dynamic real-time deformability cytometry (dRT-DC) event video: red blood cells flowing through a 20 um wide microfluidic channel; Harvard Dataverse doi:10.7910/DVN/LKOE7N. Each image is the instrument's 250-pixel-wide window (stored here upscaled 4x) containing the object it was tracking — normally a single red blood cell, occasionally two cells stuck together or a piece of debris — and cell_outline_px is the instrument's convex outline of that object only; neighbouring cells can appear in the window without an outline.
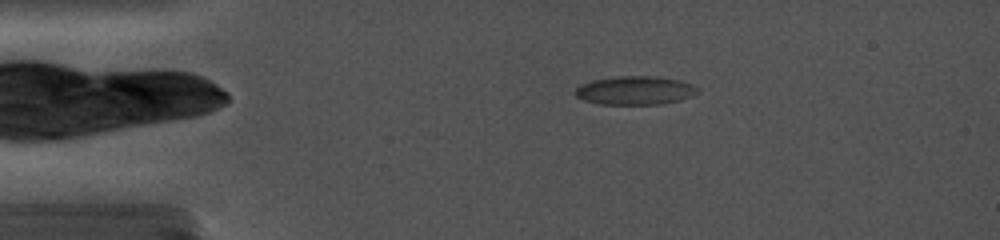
{"species": "common noctule bat (a hibernating species)", "species_latin": "Nyctalus noctula", "temperature_condition": "cold", "stored_images_in_passage": 39, "camera_frame_rate_fps": 5000, "um_per_image_px": 0.085, "animal": {"sex": "female", "body_mass_g": 19.0, "forearm_length_mm": 56.7}, "frame": {"image": 1, "passage_image": 6, "time_ms": 1.8, "image_size_px": [1000, 240], "cell_outline_px": [[700, 92], [692, 96], [680, 100], [660, 104], [600, 104], [584, 100], [576, 96], [576, 88], [580, 84], [592, 80], [620, 76], [656, 76], [680, 80], [692, 84], [700, 88]], "centroid_in_image_um": [54.03, 7.68], "position_along_channel_um": 31.0, "area_um2": 20.46}}
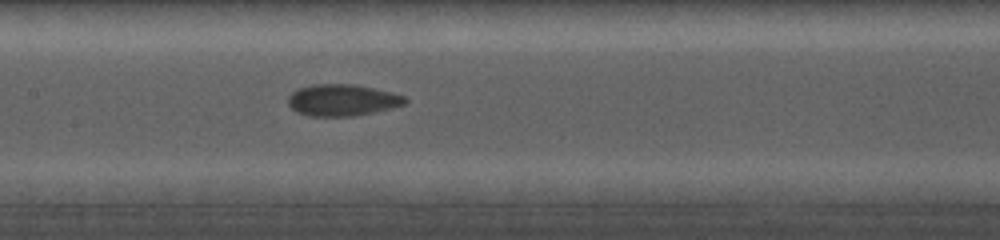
{"frame": {"image": 2, "passage_image": 22, "time_ms": 7.2, "image_size_px": [1000, 240], "cell_outline_px": [[408, 100], [404, 104], [392, 108], [352, 116], [308, 116], [296, 112], [288, 104], [288, 96], [296, 88], [312, 84], [356, 84], [392, 92], [404, 96]], "centroid_in_image_um": [29.06, 8.5], "position_along_channel_um": 178.3, "area_um2": 21.68}}
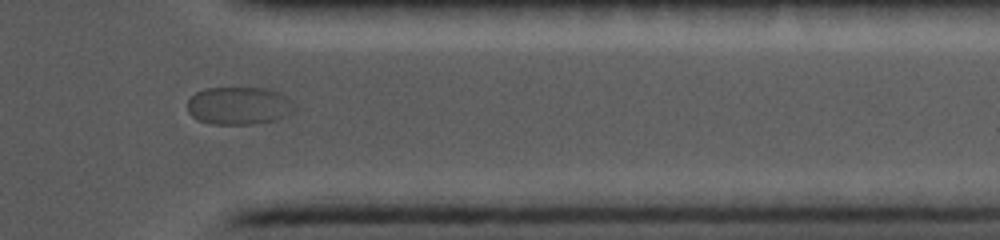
{"frame": {"image": 3, "passage_image": 39, "time_ms": 13.0, "image_size_px": [1000, 240], "cell_outline_px": [[296, 108], [272, 120], [252, 124], [212, 124], [200, 120], [192, 116], [188, 112], [188, 100], [196, 92], [204, 88], [264, 88], [276, 92], [292, 100]], "centroid_in_image_um": [20.25, 8.97], "position_along_channel_um": 391.1, "area_um2": 23.12}}